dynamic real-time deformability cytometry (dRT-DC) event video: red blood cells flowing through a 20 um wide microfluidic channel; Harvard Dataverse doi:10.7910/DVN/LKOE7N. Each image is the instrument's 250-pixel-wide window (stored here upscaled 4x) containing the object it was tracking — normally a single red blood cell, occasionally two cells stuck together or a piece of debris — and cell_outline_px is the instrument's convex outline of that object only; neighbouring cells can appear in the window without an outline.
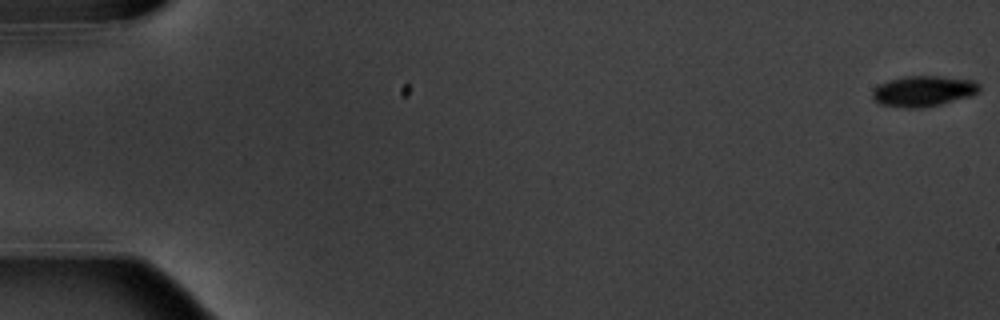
{"species": "common noctule bat (a hibernating species)", "species_latin": "Nyctalus noctula", "temperature_condition": "warm", "stored_images_in_passage": 5, "camera_frame_rate_fps": 3000, "um_per_image_px": 0.085, "animal": {"sex": "male", "body_mass_g": 20.1, "forearm_length_mm": 53.5}, "frame": {"image": 1, "passage_image": 1, "time_ms": 0.0, "image_size_px": [1000, 320], "cell_outline_px": [[980, 92], [972, 96], [940, 104], [920, 108], [908, 108], [880, 104], [872, 96], [872, 92], [880, 84], [888, 80], [904, 76], [940, 76], [972, 80], [980, 84]], "centroid_in_image_um": [78.53, 7.74], "position_along_channel_um": 6.5, "area_um2": 19.07}}
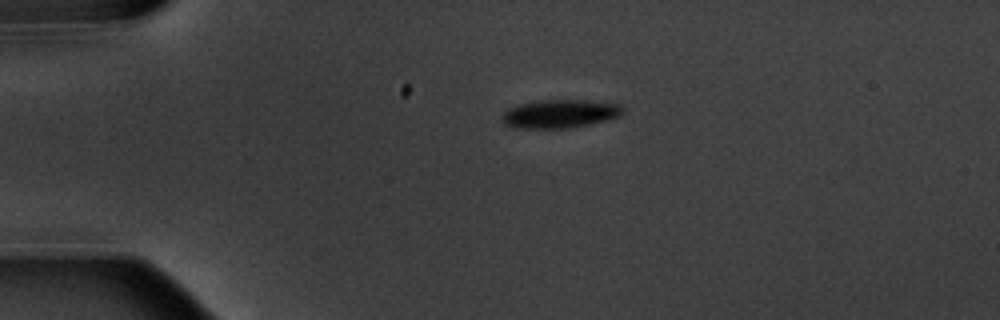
{"frame": {"image": 2, "passage_image": 4, "time_ms": 4.333, "image_size_px": [1000, 320], "cell_outline_px": [[624, 108], [620, 116], [608, 120], [568, 128], [516, 128], [504, 124], [504, 112], [508, 108], [520, 104], [544, 100], [584, 100], [620, 104]], "centroid_in_image_um": [47.62, 9.67], "position_along_channel_um": 37.4, "area_um2": 19.77}}